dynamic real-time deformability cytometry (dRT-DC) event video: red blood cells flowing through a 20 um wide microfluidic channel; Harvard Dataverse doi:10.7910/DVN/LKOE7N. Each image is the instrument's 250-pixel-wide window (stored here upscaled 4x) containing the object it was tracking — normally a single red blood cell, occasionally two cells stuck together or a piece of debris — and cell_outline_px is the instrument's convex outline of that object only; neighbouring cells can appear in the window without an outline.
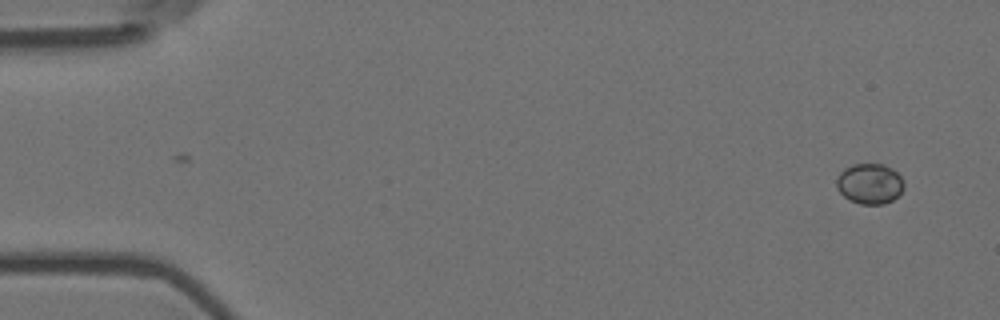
{"species": "Egyptian fruit bat (a non-hibernating species)", "species_latin": "Rousettus aegyptiacus", "temperature_condition": "room temperature", "stored_images_in_passage": 2, "camera_frame_rate_fps": 3000, "um_per_image_px": 0.085, "animal": {"sex": "female"}, "frame": {"image": 1, "passage_image": 2, "time_ms": 0.333, "image_size_px": [1000, 320], "cell_outline_px": [[904, 188], [892, 200], [884, 204], [860, 204], [844, 196], [836, 188], [836, 180], [840, 172], [844, 168], [852, 164], [884, 164], [892, 168], [900, 176], [904, 184]], "centroid_in_image_um": [73.91, 15.6], "position_along_channel_um": 11.1, "area_um2": 15.84}}